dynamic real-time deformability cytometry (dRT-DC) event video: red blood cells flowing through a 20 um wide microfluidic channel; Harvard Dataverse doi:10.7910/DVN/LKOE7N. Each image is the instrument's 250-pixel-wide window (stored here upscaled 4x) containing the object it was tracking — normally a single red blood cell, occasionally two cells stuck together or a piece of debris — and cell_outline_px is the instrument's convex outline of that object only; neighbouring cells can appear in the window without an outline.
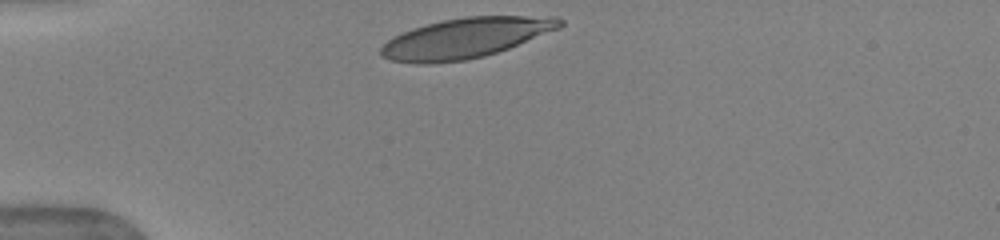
{"species": "human", "species_latin": "Homo sapiens", "temperature_condition": "warm", "stored_images_in_passage": 31, "camera_frame_rate_fps": 3000, "um_per_image_px": 0.085, "donor": {"sex": "female"}, "frame": {"image": 1, "passage_image": 1, "time_ms": 0.0, "image_size_px": [1000, 240], "cell_outline_px": [[564, 24], [560, 28], [508, 48], [484, 56], [464, 60], [432, 64], [416, 64], [392, 60], [380, 56], [380, 48], [392, 36], [412, 28], [444, 20], [468, 16], [560, 16], [564, 20]], "centroid_in_image_um": [39.58, 3.23], "position_along_channel_um": 45.4, "area_um2": 41.85}}
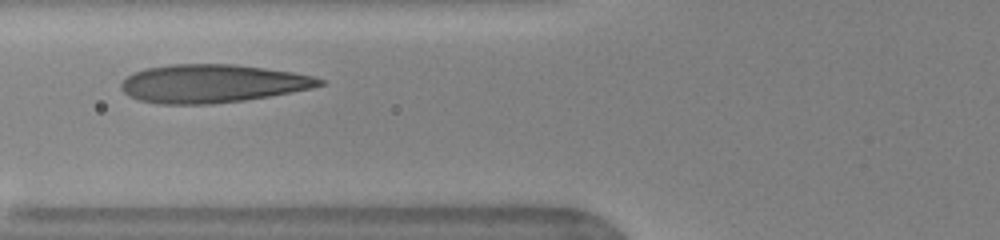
{"frame": {"image": 2, "passage_image": 8, "time_ms": 2.333, "image_size_px": [1000, 240], "cell_outline_px": [[324, 84], [312, 88], [268, 96], [244, 100], [212, 104], [160, 104], [140, 100], [128, 96], [120, 88], [120, 84], [128, 76], [144, 68], [168, 64], [236, 64], [292, 72], [312, 76], [324, 80]], "centroid_in_image_um": [18.01, 7.1], "position_along_channel_um": 107.8, "area_um2": 44.1}}
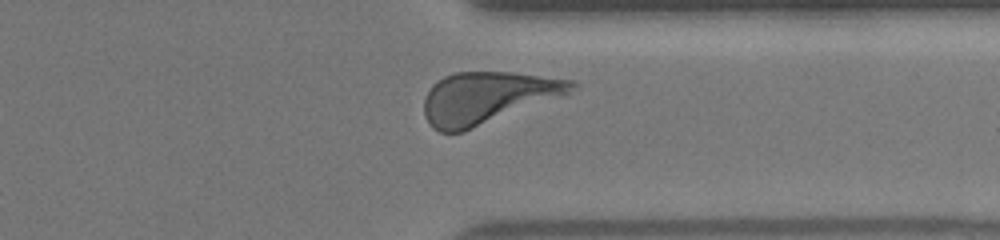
{"frame": {"image": 3, "passage_image": 28, "time_ms": 9.0, "image_size_px": [1000, 240], "cell_outline_px": [[580, 84], [568, 92], [464, 132], [440, 132], [432, 128], [424, 116], [424, 96], [432, 84], [436, 80], [444, 76], [456, 72], [512, 72], [576, 80]], "centroid_in_image_um": [41.35, 8.29], "position_along_channel_um": 370.1, "area_um2": 44.1}, "authors_computed_cell_mechanics": {"area_um2": 43.6968, "velocity_mm_per_s": 3.9281, "shape_relaxation_time_tau1_ms": 2.6994, "shape_relaxation_time_tau2_ms": null, "deformation_change_tau1": 0.189, "deformation_change_tau2": null}}